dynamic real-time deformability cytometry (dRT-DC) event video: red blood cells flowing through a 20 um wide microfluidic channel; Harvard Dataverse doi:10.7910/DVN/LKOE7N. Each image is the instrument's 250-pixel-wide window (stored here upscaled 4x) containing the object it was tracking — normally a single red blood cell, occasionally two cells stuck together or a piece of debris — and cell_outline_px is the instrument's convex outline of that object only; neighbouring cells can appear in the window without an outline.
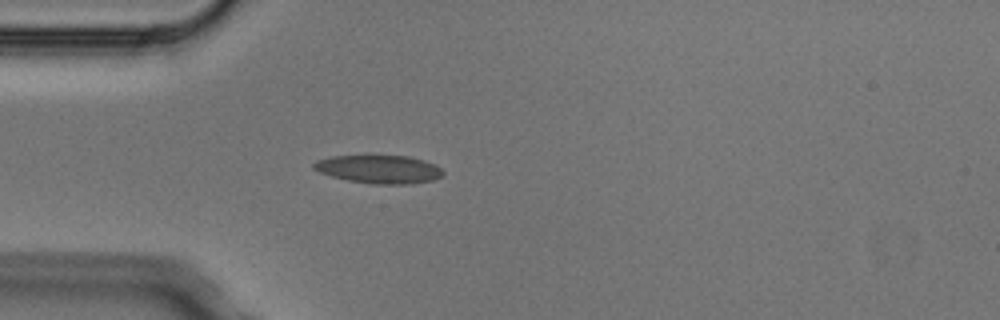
{"species": "Egyptian fruit bat (a non-hibernating species)", "species_latin": "Rousettus aegyptiacus", "temperature_condition": "cold", "stored_images_in_passage": 4, "camera_frame_rate_fps": 3000, "um_per_image_px": 0.085, "animal": {"sex": "male"}, "frame": {"image": 1, "passage_image": 4, "time_ms": 1.0, "image_size_px": [1000, 320], "cell_outline_px": [[444, 176], [432, 180], [412, 184], [372, 184], [348, 180], [332, 176], [320, 172], [312, 168], [312, 164], [316, 160], [332, 156], [408, 156], [424, 160], [440, 168], [444, 172]], "centroid_in_image_um": [32.22, 14.39], "position_along_channel_um": 52.8, "area_um2": 21.21}}